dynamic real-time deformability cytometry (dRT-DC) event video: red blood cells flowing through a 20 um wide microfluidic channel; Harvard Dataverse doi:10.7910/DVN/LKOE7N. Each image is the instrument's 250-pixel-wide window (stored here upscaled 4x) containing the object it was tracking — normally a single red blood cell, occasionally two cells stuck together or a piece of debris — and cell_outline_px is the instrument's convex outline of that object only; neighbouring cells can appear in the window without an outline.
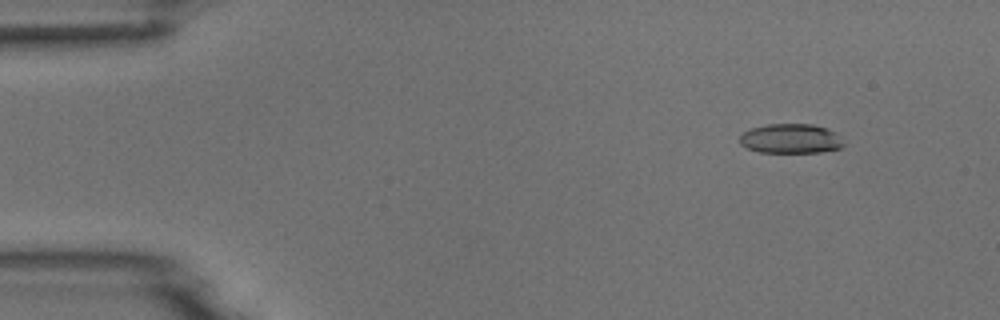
{"species": "common noctule bat (a hibernating species)", "species_latin": "Nyctalus noctula", "temperature_condition": "room temperature", "stored_images_in_passage": 4, "camera_frame_rate_fps": 3000, "um_per_image_px": 0.085, "animal": {"sex": "male", "body_mass_g": 18.8}, "frame": {"image": 1, "passage_image": 2, "time_ms": 0.333, "image_size_px": [1000, 320], "cell_outline_px": [[844, 144], [840, 148], [820, 152], [760, 152], [748, 148], [740, 144], [740, 136], [744, 132], [752, 128], [768, 124], [812, 124], [836, 132]], "centroid_in_image_um": [67.21, 11.78], "position_along_channel_um": 17.8, "area_um2": 17.69}}